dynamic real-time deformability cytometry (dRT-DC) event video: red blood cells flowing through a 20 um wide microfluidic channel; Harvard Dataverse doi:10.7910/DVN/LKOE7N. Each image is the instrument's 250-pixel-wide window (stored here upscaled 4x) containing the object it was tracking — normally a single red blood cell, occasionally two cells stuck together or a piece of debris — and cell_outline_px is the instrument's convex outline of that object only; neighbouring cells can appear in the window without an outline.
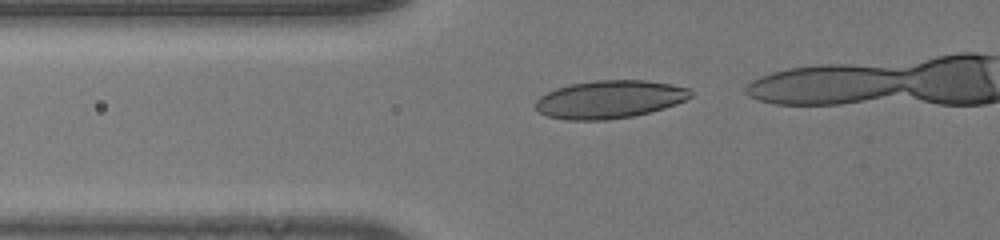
{"species": "human", "species_latin": "Homo sapiens", "temperature_condition": "room temperature", "stored_images_in_passage": 24, "camera_frame_rate_fps": 3000, "um_per_image_px": 0.085, "donor": {"sex": "male"}, "frame": {"image": 1, "passage_image": 18, "time_ms": 5.667, "image_size_px": [1000, 240], "cell_outline_px": [[692, 96], [676, 104], [664, 108], [632, 116], [604, 120], [568, 120], [548, 116], [540, 112], [536, 108], [536, 100], [540, 96], [556, 88], [572, 84], [596, 80], [644, 80], [672, 84], [688, 88], [692, 92]], "centroid_in_image_um": [51.82, 8.44], "position_along_channel_um": 74.0, "area_um2": 34.04}}
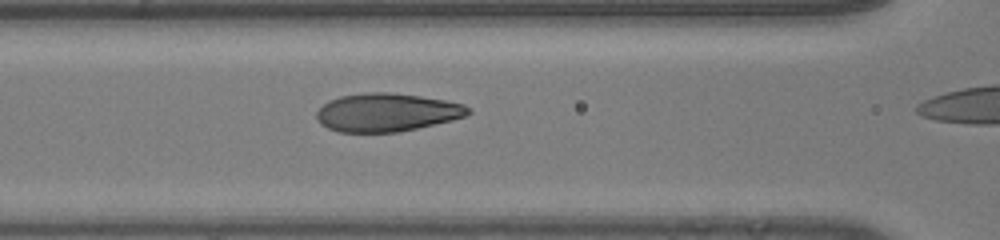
{"frame": {"image": 2, "passage_image": 23, "time_ms": 7.333, "image_size_px": [1000, 240], "cell_outline_px": [[472, 112], [464, 116], [452, 120], [400, 132], [340, 132], [328, 128], [320, 124], [316, 120], [316, 112], [328, 100], [340, 96], [368, 92], [392, 92], [420, 96], [444, 100], [464, 104]], "centroid_in_image_um": [32.85, 9.55], "position_along_channel_um": 133.8, "area_um2": 33.81}}